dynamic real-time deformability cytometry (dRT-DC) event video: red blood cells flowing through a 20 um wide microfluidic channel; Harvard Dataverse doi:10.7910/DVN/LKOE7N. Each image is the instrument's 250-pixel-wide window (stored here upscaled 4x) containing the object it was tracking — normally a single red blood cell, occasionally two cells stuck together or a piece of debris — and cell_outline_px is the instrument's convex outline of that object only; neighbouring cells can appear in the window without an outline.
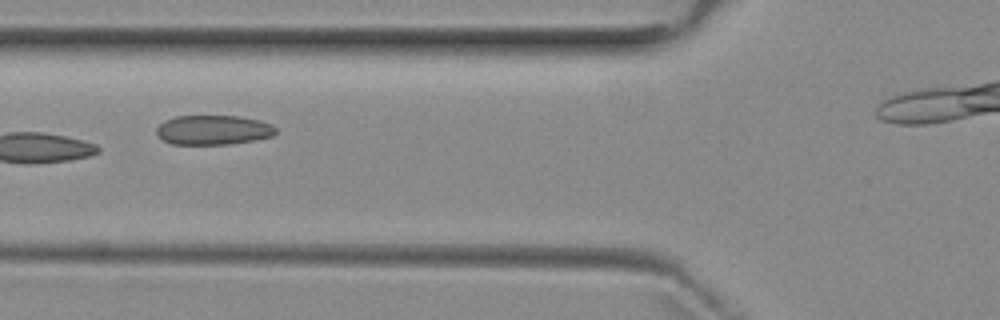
{"species": "common noctule bat (a hibernating species)", "species_latin": "Nyctalus noctula", "temperature_condition": "room temperature", "stored_images_in_passage": 7, "segment_of_instrument_passage": [1, 2], "camera_frame_rate_fps": 3000, "um_per_image_px": 0.085, "animal": {"sex": "female", "body_mass_g": 29.2, "forearm_length_mm": 56.3}, "frame": {"image": 1, "passage_image": 4, "time_ms": 3.667, "image_size_px": [1000, 320], "cell_outline_px": [[276, 132], [272, 136], [256, 140], [232, 144], [172, 144], [164, 140], [156, 132], [156, 128], [160, 124], [176, 116], [240, 116], [260, 120], [272, 124], [276, 128]], "centroid_in_image_um": [18.18, 11.05], "position_along_channel_um": 107.6, "area_um2": 20.52}}
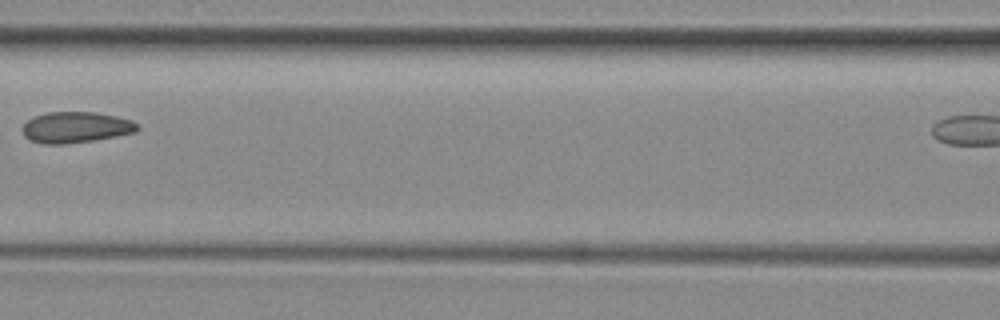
{"frame": {"image": 2, "passage_image": 5, "time_ms": 5.0, "image_size_px": [1000, 320], "cell_outline_px": [[140, 128], [136, 132], [116, 136], [92, 140], [64, 144], [44, 144], [32, 140], [24, 136], [24, 124], [28, 120], [36, 116], [48, 112], [96, 112], [116, 116], [132, 120], [140, 124]], "centroid_in_image_um": [6.5, 10.81], "position_along_channel_um": 160.1, "area_um2": 20.63}}
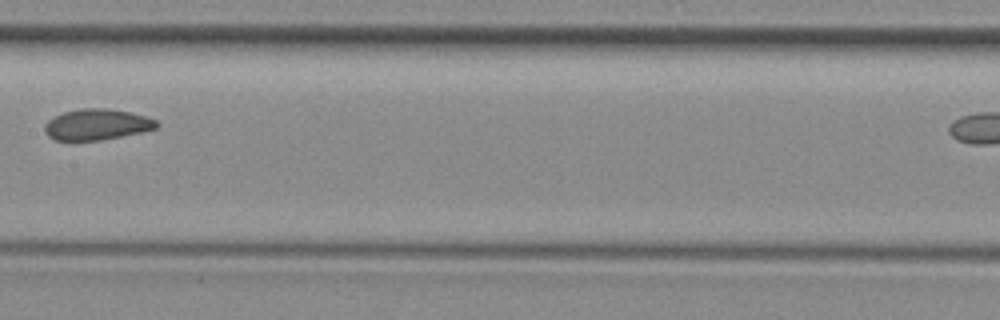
{"frame": {"image": 3, "passage_image": 6, "time_ms": 6.0, "image_size_px": [1000, 320], "cell_outline_px": [[160, 124], [156, 128], [140, 132], [100, 140], [56, 140], [48, 136], [44, 132], [44, 124], [48, 120], [64, 112], [80, 108], [108, 108], [148, 116], [156, 120]], "centroid_in_image_um": [8.23, 10.57], "position_along_channel_um": 199.2, "area_um2": 20.11}}